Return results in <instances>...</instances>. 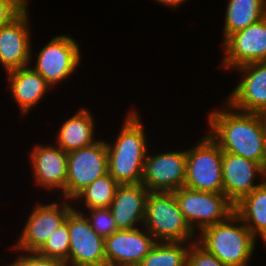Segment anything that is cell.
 Returning a JSON list of instances; mask_svg holds the SVG:
<instances>
[{
  "label": "cell",
  "mask_w": 266,
  "mask_h": 266,
  "mask_svg": "<svg viewBox=\"0 0 266 266\" xmlns=\"http://www.w3.org/2000/svg\"><path fill=\"white\" fill-rule=\"evenodd\" d=\"M226 68L266 61V16L224 40Z\"/></svg>",
  "instance_id": "11"
},
{
  "label": "cell",
  "mask_w": 266,
  "mask_h": 266,
  "mask_svg": "<svg viewBox=\"0 0 266 266\" xmlns=\"http://www.w3.org/2000/svg\"><path fill=\"white\" fill-rule=\"evenodd\" d=\"M149 193L142 183L118 185L109 207L118 230L135 229L137 222H144Z\"/></svg>",
  "instance_id": "17"
},
{
  "label": "cell",
  "mask_w": 266,
  "mask_h": 266,
  "mask_svg": "<svg viewBox=\"0 0 266 266\" xmlns=\"http://www.w3.org/2000/svg\"><path fill=\"white\" fill-rule=\"evenodd\" d=\"M63 207H59L57 203L46 205L38 204L34 208L32 214L20 235L19 241L15 245V249L37 252L47 241L55 230L66 221V218L72 206L67 202L62 203Z\"/></svg>",
  "instance_id": "12"
},
{
  "label": "cell",
  "mask_w": 266,
  "mask_h": 266,
  "mask_svg": "<svg viewBox=\"0 0 266 266\" xmlns=\"http://www.w3.org/2000/svg\"><path fill=\"white\" fill-rule=\"evenodd\" d=\"M14 263L9 266H66V263L54 258H47L38 255L36 252H29L27 256H19Z\"/></svg>",
  "instance_id": "29"
},
{
  "label": "cell",
  "mask_w": 266,
  "mask_h": 266,
  "mask_svg": "<svg viewBox=\"0 0 266 266\" xmlns=\"http://www.w3.org/2000/svg\"><path fill=\"white\" fill-rule=\"evenodd\" d=\"M184 187L223 193L222 150L209 134L194 148L186 150Z\"/></svg>",
  "instance_id": "5"
},
{
  "label": "cell",
  "mask_w": 266,
  "mask_h": 266,
  "mask_svg": "<svg viewBox=\"0 0 266 266\" xmlns=\"http://www.w3.org/2000/svg\"><path fill=\"white\" fill-rule=\"evenodd\" d=\"M144 230V233L139 228L117 230L106 237L104 244L106 265L138 266L156 243L153 236Z\"/></svg>",
  "instance_id": "13"
},
{
  "label": "cell",
  "mask_w": 266,
  "mask_h": 266,
  "mask_svg": "<svg viewBox=\"0 0 266 266\" xmlns=\"http://www.w3.org/2000/svg\"><path fill=\"white\" fill-rule=\"evenodd\" d=\"M155 1L165 4V5H169L174 8L175 6H178L179 4L184 2L185 0H155Z\"/></svg>",
  "instance_id": "31"
},
{
  "label": "cell",
  "mask_w": 266,
  "mask_h": 266,
  "mask_svg": "<svg viewBox=\"0 0 266 266\" xmlns=\"http://www.w3.org/2000/svg\"><path fill=\"white\" fill-rule=\"evenodd\" d=\"M143 223L156 242H186L195 236L173 192L149 193Z\"/></svg>",
  "instance_id": "4"
},
{
  "label": "cell",
  "mask_w": 266,
  "mask_h": 266,
  "mask_svg": "<svg viewBox=\"0 0 266 266\" xmlns=\"http://www.w3.org/2000/svg\"><path fill=\"white\" fill-rule=\"evenodd\" d=\"M79 46L66 35L54 37L39 52L36 66L32 68L50 85L68 78L80 65Z\"/></svg>",
  "instance_id": "9"
},
{
  "label": "cell",
  "mask_w": 266,
  "mask_h": 266,
  "mask_svg": "<svg viewBox=\"0 0 266 266\" xmlns=\"http://www.w3.org/2000/svg\"><path fill=\"white\" fill-rule=\"evenodd\" d=\"M212 111L208 116L210 137L222 152L260 163L264 157L263 114Z\"/></svg>",
  "instance_id": "1"
},
{
  "label": "cell",
  "mask_w": 266,
  "mask_h": 266,
  "mask_svg": "<svg viewBox=\"0 0 266 266\" xmlns=\"http://www.w3.org/2000/svg\"><path fill=\"white\" fill-rule=\"evenodd\" d=\"M68 232V266L106 265L105 238L96 233L88 218L76 209L68 214Z\"/></svg>",
  "instance_id": "8"
},
{
  "label": "cell",
  "mask_w": 266,
  "mask_h": 266,
  "mask_svg": "<svg viewBox=\"0 0 266 266\" xmlns=\"http://www.w3.org/2000/svg\"><path fill=\"white\" fill-rule=\"evenodd\" d=\"M224 39L266 16V0H229L226 10Z\"/></svg>",
  "instance_id": "22"
},
{
  "label": "cell",
  "mask_w": 266,
  "mask_h": 266,
  "mask_svg": "<svg viewBox=\"0 0 266 266\" xmlns=\"http://www.w3.org/2000/svg\"><path fill=\"white\" fill-rule=\"evenodd\" d=\"M69 249L70 241L67 216L66 221L49 236L44 245L36 253L42 257L63 261L66 263V266H68Z\"/></svg>",
  "instance_id": "25"
},
{
  "label": "cell",
  "mask_w": 266,
  "mask_h": 266,
  "mask_svg": "<svg viewBox=\"0 0 266 266\" xmlns=\"http://www.w3.org/2000/svg\"><path fill=\"white\" fill-rule=\"evenodd\" d=\"M108 173L107 145L98 141L67 153L65 199H75L88 185Z\"/></svg>",
  "instance_id": "7"
},
{
  "label": "cell",
  "mask_w": 266,
  "mask_h": 266,
  "mask_svg": "<svg viewBox=\"0 0 266 266\" xmlns=\"http://www.w3.org/2000/svg\"><path fill=\"white\" fill-rule=\"evenodd\" d=\"M137 113L131 112L125 118L122 130L114 146L106 143L108 173L119 184L141 183L145 158L147 156L146 137Z\"/></svg>",
  "instance_id": "2"
},
{
  "label": "cell",
  "mask_w": 266,
  "mask_h": 266,
  "mask_svg": "<svg viewBox=\"0 0 266 266\" xmlns=\"http://www.w3.org/2000/svg\"><path fill=\"white\" fill-rule=\"evenodd\" d=\"M235 222H242L236 213L225 221L203 228L202 238L197 242L228 266H248L256 237L244 223L233 225Z\"/></svg>",
  "instance_id": "3"
},
{
  "label": "cell",
  "mask_w": 266,
  "mask_h": 266,
  "mask_svg": "<svg viewBox=\"0 0 266 266\" xmlns=\"http://www.w3.org/2000/svg\"><path fill=\"white\" fill-rule=\"evenodd\" d=\"M8 73L10 90L18 103L22 114L27 113L37 104L50 85L30 66L12 70Z\"/></svg>",
  "instance_id": "19"
},
{
  "label": "cell",
  "mask_w": 266,
  "mask_h": 266,
  "mask_svg": "<svg viewBox=\"0 0 266 266\" xmlns=\"http://www.w3.org/2000/svg\"><path fill=\"white\" fill-rule=\"evenodd\" d=\"M185 177L186 151L147 154L141 183L150 192H173L184 187Z\"/></svg>",
  "instance_id": "10"
},
{
  "label": "cell",
  "mask_w": 266,
  "mask_h": 266,
  "mask_svg": "<svg viewBox=\"0 0 266 266\" xmlns=\"http://www.w3.org/2000/svg\"><path fill=\"white\" fill-rule=\"evenodd\" d=\"M190 243L187 253V266H228L221 262L216 256L209 253L195 240Z\"/></svg>",
  "instance_id": "27"
},
{
  "label": "cell",
  "mask_w": 266,
  "mask_h": 266,
  "mask_svg": "<svg viewBox=\"0 0 266 266\" xmlns=\"http://www.w3.org/2000/svg\"><path fill=\"white\" fill-rule=\"evenodd\" d=\"M118 185L119 183L107 173L88 185L75 199L84 197V204L89 209L108 208L114 198Z\"/></svg>",
  "instance_id": "24"
},
{
  "label": "cell",
  "mask_w": 266,
  "mask_h": 266,
  "mask_svg": "<svg viewBox=\"0 0 266 266\" xmlns=\"http://www.w3.org/2000/svg\"><path fill=\"white\" fill-rule=\"evenodd\" d=\"M27 8V0H0V27L9 24Z\"/></svg>",
  "instance_id": "28"
},
{
  "label": "cell",
  "mask_w": 266,
  "mask_h": 266,
  "mask_svg": "<svg viewBox=\"0 0 266 266\" xmlns=\"http://www.w3.org/2000/svg\"><path fill=\"white\" fill-rule=\"evenodd\" d=\"M236 69L244 73L243 80L232 91L227 104L240 112L266 115V61Z\"/></svg>",
  "instance_id": "14"
},
{
  "label": "cell",
  "mask_w": 266,
  "mask_h": 266,
  "mask_svg": "<svg viewBox=\"0 0 266 266\" xmlns=\"http://www.w3.org/2000/svg\"><path fill=\"white\" fill-rule=\"evenodd\" d=\"M94 120L90 112L81 109L70 117L59 129L57 145L66 153L87 147L97 142L94 140Z\"/></svg>",
  "instance_id": "20"
},
{
  "label": "cell",
  "mask_w": 266,
  "mask_h": 266,
  "mask_svg": "<svg viewBox=\"0 0 266 266\" xmlns=\"http://www.w3.org/2000/svg\"><path fill=\"white\" fill-rule=\"evenodd\" d=\"M173 194L186 222L194 231L227 220L235 213V205L223 194L181 187ZM195 222V223H194Z\"/></svg>",
  "instance_id": "6"
},
{
  "label": "cell",
  "mask_w": 266,
  "mask_h": 266,
  "mask_svg": "<svg viewBox=\"0 0 266 266\" xmlns=\"http://www.w3.org/2000/svg\"><path fill=\"white\" fill-rule=\"evenodd\" d=\"M235 213L266 244V180L235 205Z\"/></svg>",
  "instance_id": "21"
},
{
  "label": "cell",
  "mask_w": 266,
  "mask_h": 266,
  "mask_svg": "<svg viewBox=\"0 0 266 266\" xmlns=\"http://www.w3.org/2000/svg\"><path fill=\"white\" fill-rule=\"evenodd\" d=\"M91 216L88 217L92 229L100 236L106 238L116 232L117 226L110 208H93L89 209Z\"/></svg>",
  "instance_id": "26"
},
{
  "label": "cell",
  "mask_w": 266,
  "mask_h": 266,
  "mask_svg": "<svg viewBox=\"0 0 266 266\" xmlns=\"http://www.w3.org/2000/svg\"><path fill=\"white\" fill-rule=\"evenodd\" d=\"M257 173L265 177L260 163L222 152L223 194L234 205L262 184H253Z\"/></svg>",
  "instance_id": "15"
},
{
  "label": "cell",
  "mask_w": 266,
  "mask_h": 266,
  "mask_svg": "<svg viewBox=\"0 0 266 266\" xmlns=\"http://www.w3.org/2000/svg\"><path fill=\"white\" fill-rule=\"evenodd\" d=\"M33 174L37 184L48 189L60 188L65 196L67 153L57 146L37 145L31 153Z\"/></svg>",
  "instance_id": "18"
},
{
  "label": "cell",
  "mask_w": 266,
  "mask_h": 266,
  "mask_svg": "<svg viewBox=\"0 0 266 266\" xmlns=\"http://www.w3.org/2000/svg\"><path fill=\"white\" fill-rule=\"evenodd\" d=\"M263 135H264V157L261 166L265 174V178H263L265 180L266 179V115H263Z\"/></svg>",
  "instance_id": "30"
},
{
  "label": "cell",
  "mask_w": 266,
  "mask_h": 266,
  "mask_svg": "<svg viewBox=\"0 0 266 266\" xmlns=\"http://www.w3.org/2000/svg\"><path fill=\"white\" fill-rule=\"evenodd\" d=\"M185 242H156L138 266H187Z\"/></svg>",
  "instance_id": "23"
},
{
  "label": "cell",
  "mask_w": 266,
  "mask_h": 266,
  "mask_svg": "<svg viewBox=\"0 0 266 266\" xmlns=\"http://www.w3.org/2000/svg\"><path fill=\"white\" fill-rule=\"evenodd\" d=\"M27 9L12 22L0 27V62L6 72L27 67L31 61Z\"/></svg>",
  "instance_id": "16"
}]
</instances>
